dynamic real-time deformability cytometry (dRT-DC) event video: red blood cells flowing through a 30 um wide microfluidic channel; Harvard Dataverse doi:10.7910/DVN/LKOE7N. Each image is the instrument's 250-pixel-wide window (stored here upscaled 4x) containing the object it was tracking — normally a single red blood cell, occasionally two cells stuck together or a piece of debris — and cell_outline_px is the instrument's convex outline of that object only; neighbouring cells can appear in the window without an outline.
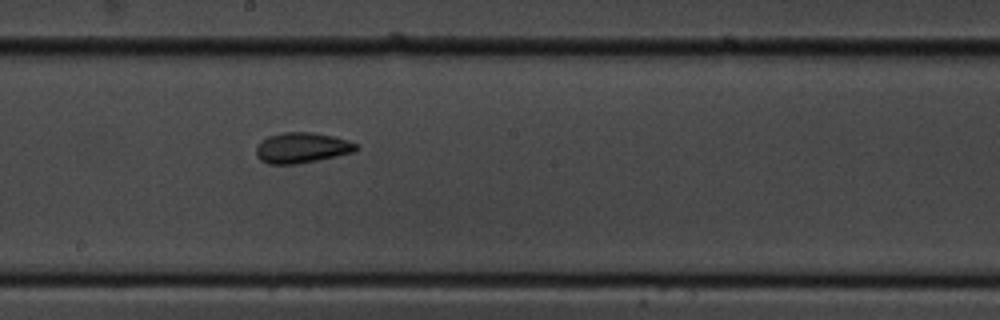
{"species": "common noctule bat (a hibernating species)", "species_latin": "Nyctalus noctula", "temperature_condition": "cold", "stored_images_in_passage": 10, "camera_frame_rate_fps": 3000, "um_per_image_px": 0.085, "animal": {"sex": "male", "body_mass_g": 19.5, "forearm_length_mm": 54.6}, "frame": {"image": 1, "passage_image": 10, "time_ms": 11.333, "image_size_px": [1000, 320], "cell_outline_px": [[360, 148], [356, 152], [296, 164], [268, 164], [260, 160], [256, 156], [256, 144], [268, 136], [284, 132], [312, 132], [332, 136], [348, 140], [356, 144]], "centroid_in_image_um": [25.65, 12.56], "position_along_channel_um": 222.6, "area_um2": 17.86}}